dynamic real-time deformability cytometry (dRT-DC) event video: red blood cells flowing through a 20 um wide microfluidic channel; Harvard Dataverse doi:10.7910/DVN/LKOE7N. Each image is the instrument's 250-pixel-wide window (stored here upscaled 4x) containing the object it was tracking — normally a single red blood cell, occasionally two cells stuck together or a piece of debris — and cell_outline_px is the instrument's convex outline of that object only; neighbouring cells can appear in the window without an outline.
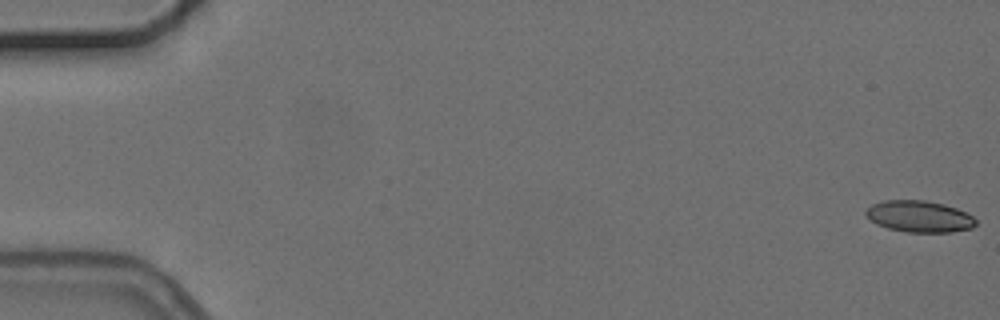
{"species": "common noctule bat (a hibernating species)", "species_latin": "Nyctalus noctula", "temperature_condition": "cold", "stored_images_in_passage": 9, "camera_frame_rate_fps": 3000, "um_per_image_px": 0.085, "animal": {"sex": "female", "body_mass_g": 24.6, "forearm_length_mm": 56.2}, "frame": {"image": 1, "passage_image": 1, "time_ms": 0.0, "image_size_px": [1000, 320], "cell_outline_px": [[976, 224], [972, 228], [952, 232], [908, 232], [888, 228], [876, 224], [864, 212], [872, 204], [884, 200], [924, 200], [944, 204], [956, 208], [972, 216], [976, 220]], "centroid_in_image_um": [78.15, 18.39], "position_along_channel_um": 6.9, "area_um2": 20.06}}
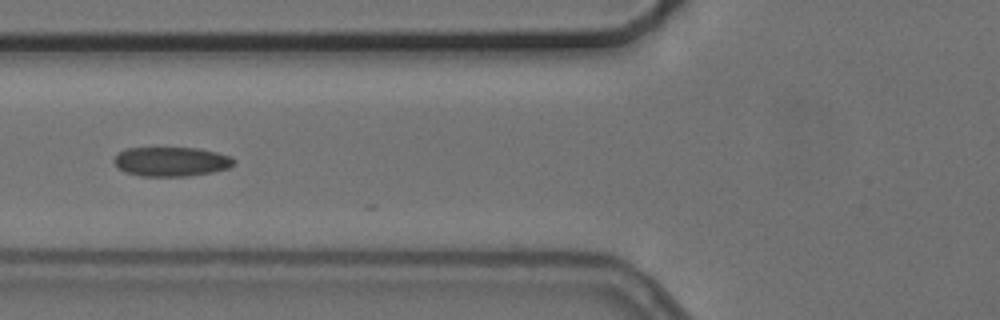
{"frame": {"image": 2, "passage_image": 6, "time_ms": 7.0, "image_size_px": [1000, 320], "cell_outline_px": [[236, 160], [228, 168], [212, 172], [188, 176], [140, 176], [124, 172], [112, 160], [120, 152], [128, 148], [200, 148], [216, 152], [228, 156]], "centroid_in_image_um": [14.55, 13.74], "position_along_channel_um": 111.3, "area_um2": 20.35}}
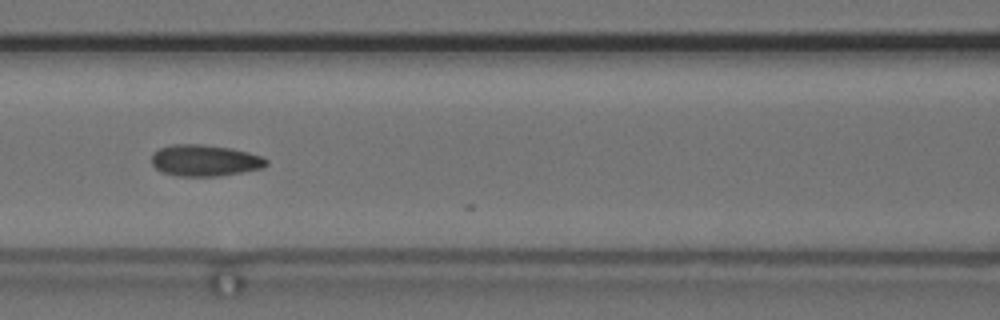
{"frame": {"image": 3, "passage_image": 7, "time_ms": 8.0, "image_size_px": [1000, 320], "cell_outline_px": [[268, 164], [264, 168], [216, 176], [176, 176], [160, 172], [152, 164], [152, 152], [160, 148], [172, 144], [204, 144], [232, 148], [264, 156], [268, 160]], "centroid_in_image_um": [17.41, 13.63], "position_along_channel_um": 149.2, "area_um2": 21.27}}